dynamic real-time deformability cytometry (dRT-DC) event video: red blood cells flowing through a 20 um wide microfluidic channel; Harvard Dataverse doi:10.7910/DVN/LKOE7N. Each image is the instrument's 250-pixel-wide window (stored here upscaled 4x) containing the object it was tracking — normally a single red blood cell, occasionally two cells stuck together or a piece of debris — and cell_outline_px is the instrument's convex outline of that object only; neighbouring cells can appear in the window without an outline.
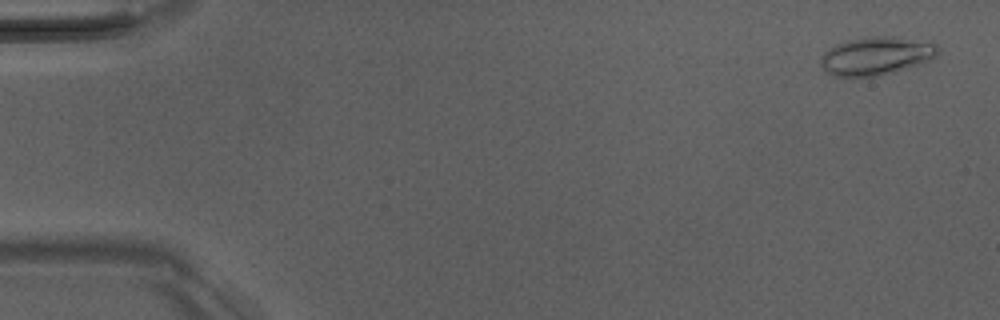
{"species": "Egyptian fruit bat (a non-hibernating species)", "species_latin": "Rousettus aegyptiacus", "temperature_condition": "room temperature", "stored_images_in_passage": 51, "camera_frame_rate_fps": 3000, "um_per_image_px": 0.085, "animal": {"sex": "male"}, "frame": {"image": 1, "passage_image": 2, "time_ms": 0.333, "image_size_px": [1000, 320], "cell_outline_px": [[940, 52], [936, 56], [928, 60], [892, 72], [876, 76], [832, 76], [820, 64], [820, 60], [824, 52], [828, 48], [836, 44], [848, 40], [872, 36], [892, 36], [932, 40], [936, 44]], "centroid_in_image_um": [74.5, 4.71], "position_along_channel_um": 10.5, "area_um2": 26.13}}
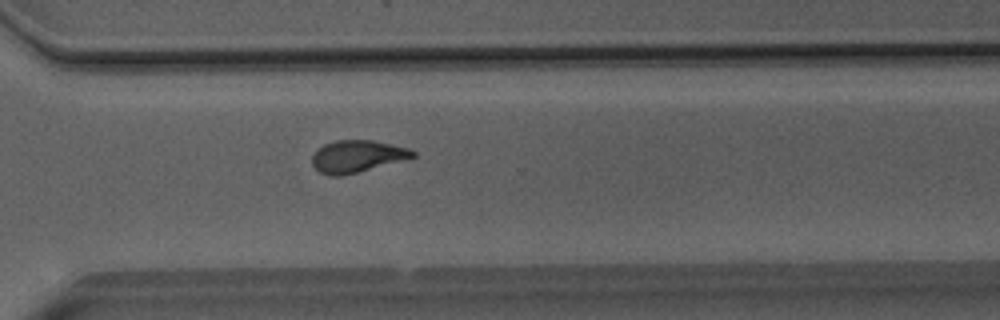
{"frame": {"image": 2, "passage_image": 37, "time_ms": 12.0, "image_size_px": [1000, 320], "cell_outline_px": [[416, 156], [412, 160], [340, 176], [332, 176], [320, 172], [312, 164], [312, 156], [324, 144], [336, 140], [372, 140], [408, 148], [416, 152]], "centroid_in_image_um": [30.45, 13.3], "position_along_channel_um": 340.2, "area_um2": 19.07}}
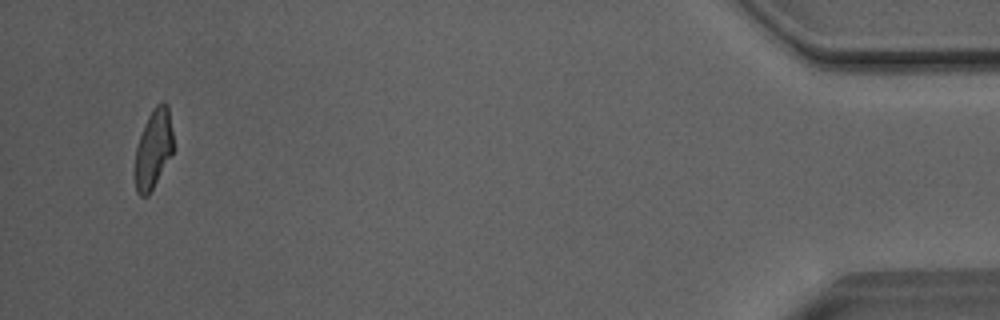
{"frame": {"image": 3, "passage_image": 49, "time_ms": 16.0, "image_size_px": [1000, 320], "cell_outline_px": [[172, 152], [148, 196], [140, 196], [136, 192], [132, 168], [136, 148], [144, 124], [152, 108], [160, 100], [164, 100], [168, 104], [172, 132]], "centroid_in_image_um": [12.98, 12.64], "position_along_channel_um": 422.2, "area_um2": 17.92}, "authors_computed_cell_mechanics": {"area_um2": 19.2474, "velocity_mm_per_s": 4.0519, "shape_relaxation_time_tau1_ms": 6.3138, "shape_relaxation_time_tau2_ms": 1.8551, "deformation_change_tau1": 0.1975, "deformation_change_tau2": 0.0928}}